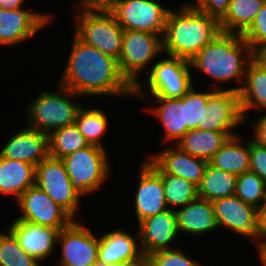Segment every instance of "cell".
I'll list each match as a JSON object with an SVG mask.
<instances>
[{
  "instance_id": "cell-1",
  "label": "cell",
  "mask_w": 266,
  "mask_h": 266,
  "mask_svg": "<svg viewBox=\"0 0 266 266\" xmlns=\"http://www.w3.org/2000/svg\"><path fill=\"white\" fill-rule=\"evenodd\" d=\"M60 84L78 95L132 96L134 87L122 75L118 60L73 37Z\"/></svg>"
},
{
  "instance_id": "cell-2",
  "label": "cell",
  "mask_w": 266,
  "mask_h": 266,
  "mask_svg": "<svg viewBox=\"0 0 266 266\" xmlns=\"http://www.w3.org/2000/svg\"><path fill=\"white\" fill-rule=\"evenodd\" d=\"M221 33L219 20L194 6L170 10L163 35V51L190 61Z\"/></svg>"
},
{
  "instance_id": "cell-3",
  "label": "cell",
  "mask_w": 266,
  "mask_h": 266,
  "mask_svg": "<svg viewBox=\"0 0 266 266\" xmlns=\"http://www.w3.org/2000/svg\"><path fill=\"white\" fill-rule=\"evenodd\" d=\"M254 57L255 52L242 34L221 32L190 60V64L215 83H222L245 80L247 65Z\"/></svg>"
},
{
  "instance_id": "cell-4",
  "label": "cell",
  "mask_w": 266,
  "mask_h": 266,
  "mask_svg": "<svg viewBox=\"0 0 266 266\" xmlns=\"http://www.w3.org/2000/svg\"><path fill=\"white\" fill-rule=\"evenodd\" d=\"M74 10V35L83 43L118 60L122 51L124 29L117 23L114 15L108 9Z\"/></svg>"
},
{
  "instance_id": "cell-5",
  "label": "cell",
  "mask_w": 266,
  "mask_h": 266,
  "mask_svg": "<svg viewBox=\"0 0 266 266\" xmlns=\"http://www.w3.org/2000/svg\"><path fill=\"white\" fill-rule=\"evenodd\" d=\"M58 92L41 91L36 96L28 112L26 111L28 127L50 134L52 131L74 124L77 114L82 108L73 102L75 92L59 84Z\"/></svg>"
},
{
  "instance_id": "cell-6",
  "label": "cell",
  "mask_w": 266,
  "mask_h": 266,
  "mask_svg": "<svg viewBox=\"0 0 266 266\" xmlns=\"http://www.w3.org/2000/svg\"><path fill=\"white\" fill-rule=\"evenodd\" d=\"M157 61L148 71L146 82L150 93L144 92L141 81L134 87L133 97L146 98L147 94L159 98H181L192 87L190 61L175 56Z\"/></svg>"
},
{
  "instance_id": "cell-7",
  "label": "cell",
  "mask_w": 266,
  "mask_h": 266,
  "mask_svg": "<svg viewBox=\"0 0 266 266\" xmlns=\"http://www.w3.org/2000/svg\"><path fill=\"white\" fill-rule=\"evenodd\" d=\"M106 149L97 145L78 150L62 159L72 187L80 196L100 189L109 176Z\"/></svg>"
},
{
  "instance_id": "cell-8",
  "label": "cell",
  "mask_w": 266,
  "mask_h": 266,
  "mask_svg": "<svg viewBox=\"0 0 266 266\" xmlns=\"http://www.w3.org/2000/svg\"><path fill=\"white\" fill-rule=\"evenodd\" d=\"M159 52L163 53V35L124 30L118 65L122 75L133 87L140 82V72L145 70V66L155 59Z\"/></svg>"
},
{
  "instance_id": "cell-9",
  "label": "cell",
  "mask_w": 266,
  "mask_h": 266,
  "mask_svg": "<svg viewBox=\"0 0 266 266\" xmlns=\"http://www.w3.org/2000/svg\"><path fill=\"white\" fill-rule=\"evenodd\" d=\"M124 30L164 35L170 9L155 0H118L108 9Z\"/></svg>"
},
{
  "instance_id": "cell-10",
  "label": "cell",
  "mask_w": 266,
  "mask_h": 266,
  "mask_svg": "<svg viewBox=\"0 0 266 266\" xmlns=\"http://www.w3.org/2000/svg\"><path fill=\"white\" fill-rule=\"evenodd\" d=\"M35 184L73 218L81 196L72 187L62 159L48 156L36 166Z\"/></svg>"
},
{
  "instance_id": "cell-11",
  "label": "cell",
  "mask_w": 266,
  "mask_h": 266,
  "mask_svg": "<svg viewBox=\"0 0 266 266\" xmlns=\"http://www.w3.org/2000/svg\"><path fill=\"white\" fill-rule=\"evenodd\" d=\"M21 211L18 220L62 230L75 219L36 184L16 201Z\"/></svg>"
},
{
  "instance_id": "cell-12",
  "label": "cell",
  "mask_w": 266,
  "mask_h": 266,
  "mask_svg": "<svg viewBox=\"0 0 266 266\" xmlns=\"http://www.w3.org/2000/svg\"><path fill=\"white\" fill-rule=\"evenodd\" d=\"M61 243L59 266H93L98 261L99 237L74 220L58 235Z\"/></svg>"
},
{
  "instance_id": "cell-13",
  "label": "cell",
  "mask_w": 266,
  "mask_h": 266,
  "mask_svg": "<svg viewBox=\"0 0 266 266\" xmlns=\"http://www.w3.org/2000/svg\"><path fill=\"white\" fill-rule=\"evenodd\" d=\"M215 218L218 227L225 226L243 236H247L251 241H256L259 246V210L237 198H219L213 202ZM257 239V240H254Z\"/></svg>"
},
{
  "instance_id": "cell-14",
  "label": "cell",
  "mask_w": 266,
  "mask_h": 266,
  "mask_svg": "<svg viewBox=\"0 0 266 266\" xmlns=\"http://www.w3.org/2000/svg\"><path fill=\"white\" fill-rule=\"evenodd\" d=\"M206 111L204 126H198L200 130L232 132L233 127L245 121L239 92L234 90H215L207 99Z\"/></svg>"
},
{
  "instance_id": "cell-15",
  "label": "cell",
  "mask_w": 266,
  "mask_h": 266,
  "mask_svg": "<svg viewBox=\"0 0 266 266\" xmlns=\"http://www.w3.org/2000/svg\"><path fill=\"white\" fill-rule=\"evenodd\" d=\"M139 169V184L134 197L138 224L168 209L160 173L147 160L142 161Z\"/></svg>"
},
{
  "instance_id": "cell-16",
  "label": "cell",
  "mask_w": 266,
  "mask_h": 266,
  "mask_svg": "<svg viewBox=\"0 0 266 266\" xmlns=\"http://www.w3.org/2000/svg\"><path fill=\"white\" fill-rule=\"evenodd\" d=\"M50 18L49 15L23 8L15 10L0 8V45L12 46L30 39L47 26Z\"/></svg>"
},
{
  "instance_id": "cell-17",
  "label": "cell",
  "mask_w": 266,
  "mask_h": 266,
  "mask_svg": "<svg viewBox=\"0 0 266 266\" xmlns=\"http://www.w3.org/2000/svg\"><path fill=\"white\" fill-rule=\"evenodd\" d=\"M147 161L160 173L182 177L196 186L203 178L207 160L185 153L177 145L151 154Z\"/></svg>"
},
{
  "instance_id": "cell-18",
  "label": "cell",
  "mask_w": 266,
  "mask_h": 266,
  "mask_svg": "<svg viewBox=\"0 0 266 266\" xmlns=\"http://www.w3.org/2000/svg\"><path fill=\"white\" fill-rule=\"evenodd\" d=\"M9 231L15 236L20 247L42 263L54 252L60 230L33 224L24 220H14Z\"/></svg>"
},
{
  "instance_id": "cell-19",
  "label": "cell",
  "mask_w": 266,
  "mask_h": 266,
  "mask_svg": "<svg viewBox=\"0 0 266 266\" xmlns=\"http://www.w3.org/2000/svg\"><path fill=\"white\" fill-rule=\"evenodd\" d=\"M138 225L143 255L148 256L159 250L174 248L170 243L179 233L175 210L167 209L142 220Z\"/></svg>"
},
{
  "instance_id": "cell-20",
  "label": "cell",
  "mask_w": 266,
  "mask_h": 266,
  "mask_svg": "<svg viewBox=\"0 0 266 266\" xmlns=\"http://www.w3.org/2000/svg\"><path fill=\"white\" fill-rule=\"evenodd\" d=\"M3 158L27 162L35 167L49 154V134L28 126L13 134L0 151Z\"/></svg>"
},
{
  "instance_id": "cell-21",
  "label": "cell",
  "mask_w": 266,
  "mask_h": 266,
  "mask_svg": "<svg viewBox=\"0 0 266 266\" xmlns=\"http://www.w3.org/2000/svg\"><path fill=\"white\" fill-rule=\"evenodd\" d=\"M139 233L133 237L124 230H114L99 236L98 260L107 264L121 266L142 258L141 246L137 243Z\"/></svg>"
},
{
  "instance_id": "cell-22",
  "label": "cell",
  "mask_w": 266,
  "mask_h": 266,
  "mask_svg": "<svg viewBox=\"0 0 266 266\" xmlns=\"http://www.w3.org/2000/svg\"><path fill=\"white\" fill-rule=\"evenodd\" d=\"M243 86L229 88L239 92L241 111L246 120L253 108L266 110V65L256 56L248 63Z\"/></svg>"
},
{
  "instance_id": "cell-23",
  "label": "cell",
  "mask_w": 266,
  "mask_h": 266,
  "mask_svg": "<svg viewBox=\"0 0 266 266\" xmlns=\"http://www.w3.org/2000/svg\"><path fill=\"white\" fill-rule=\"evenodd\" d=\"M175 213L179 232L201 235L218 228L213 203L208 200L197 198Z\"/></svg>"
},
{
  "instance_id": "cell-24",
  "label": "cell",
  "mask_w": 266,
  "mask_h": 266,
  "mask_svg": "<svg viewBox=\"0 0 266 266\" xmlns=\"http://www.w3.org/2000/svg\"><path fill=\"white\" fill-rule=\"evenodd\" d=\"M35 173L34 165L0 155V193L14 195L17 201L28 188L35 185Z\"/></svg>"
},
{
  "instance_id": "cell-25",
  "label": "cell",
  "mask_w": 266,
  "mask_h": 266,
  "mask_svg": "<svg viewBox=\"0 0 266 266\" xmlns=\"http://www.w3.org/2000/svg\"><path fill=\"white\" fill-rule=\"evenodd\" d=\"M233 132H215L200 129L189 130L177 145L185 153L209 161L212 156L233 136Z\"/></svg>"
},
{
  "instance_id": "cell-26",
  "label": "cell",
  "mask_w": 266,
  "mask_h": 266,
  "mask_svg": "<svg viewBox=\"0 0 266 266\" xmlns=\"http://www.w3.org/2000/svg\"><path fill=\"white\" fill-rule=\"evenodd\" d=\"M154 98L159 105L150 111L161 121L165 130L164 138L170 142L173 140L174 143L178 142L187 133L183 96L181 98Z\"/></svg>"
},
{
  "instance_id": "cell-27",
  "label": "cell",
  "mask_w": 266,
  "mask_h": 266,
  "mask_svg": "<svg viewBox=\"0 0 266 266\" xmlns=\"http://www.w3.org/2000/svg\"><path fill=\"white\" fill-rule=\"evenodd\" d=\"M240 140V135L231 137L208 163L236 176L250 171L249 142L243 144Z\"/></svg>"
},
{
  "instance_id": "cell-28",
  "label": "cell",
  "mask_w": 266,
  "mask_h": 266,
  "mask_svg": "<svg viewBox=\"0 0 266 266\" xmlns=\"http://www.w3.org/2000/svg\"><path fill=\"white\" fill-rule=\"evenodd\" d=\"M266 0H231L226 14L219 20L223 33L243 34L253 23Z\"/></svg>"
},
{
  "instance_id": "cell-29",
  "label": "cell",
  "mask_w": 266,
  "mask_h": 266,
  "mask_svg": "<svg viewBox=\"0 0 266 266\" xmlns=\"http://www.w3.org/2000/svg\"><path fill=\"white\" fill-rule=\"evenodd\" d=\"M237 176L215 168L209 163L198 188V198L213 202L219 198L235 195Z\"/></svg>"
},
{
  "instance_id": "cell-30",
  "label": "cell",
  "mask_w": 266,
  "mask_h": 266,
  "mask_svg": "<svg viewBox=\"0 0 266 266\" xmlns=\"http://www.w3.org/2000/svg\"><path fill=\"white\" fill-rule=\"evenodd\" d=\"M89 145L75 123L49 134V154L55 158L63 159Z\"/></svg>"
},
{
  "instance_id": "cell-31",
  "label": "cell",
  "mask_w": 266,
  "mask_h": 266,
  "mask_svg": "<svg viewBox=\"0 0 266 266\" xmlns=\"http://www.w3.org/2000/svg\"><path fill=\"white\" fill-rule=\"evenodd\" d=\"M75 124L89 144L105 148L101 142L109 125L105 112L82 107L77 114Z\"/></svg>"
},
{
  "instance_id": "cell-32",
  "label": "cell",
  "mask_w": 266,
  "mask_h": 266,
  "mask_svg": "<svg viewBox=\"0 0 266 266\" xmlns=\"http://www.w3.org/2000/svg\"><path fill=\"white\" fill-rule=\"evenodd\" d=\"M164 184L165 202L168 209L184 207L198 198V188L192 182L171 174H160Z\"/></svg>"
},
{
  "instance_id": "cell-33",
  "label": "cell",
  "mask_w": 266,
  "mask_h": 266,
  "mask_svg": "<svg viewBox=\"0 0 266 266\" xmlns=\"http://www.w3.org/2000/svg\"><path fill=\"white\" fill-rule=\"evenodd\" d=\"M212 85L211 91L197 92L193 86L184 96L183 105H185V115L187 132L192 129H198V126H204V118L207 114L206 105L208 97L215 90H222L219 86ZM215 86V87H214ZM219 87V88H218Z\"/></svg>"
},
{
  "instance_id": "cell-34",
  "label": "cell",
  "mask_w": 266,
  "mask_h": 266,
  "mask_svg": "<svg viewBox=\"0 0 266 266\" xmlns=\"http://www.w3.org/2000/svg\"><path fill=\"white\" fill-rule=\"evenodd\" d=\"M266 183L252 171L237 176L235 196L243 202L261 209L264 201Z\"/></svg>"
},
{
  "instance_id": "cell-35",
  "label": "cell",
  "mask_w": 266,
  "mask_h": 266,
  "mask_svg": "<svg viewBox=\"0 0 266 266\" xmlns=\"http://www.w3.org/2000/svg\"><path fill=\"white\" fill-rule=\"evenodd\" d=\"M0 266L41 265L20 247L15 236L8 230V233H0Z\"/></svg>"
},
{
  "instance_id": "cell-36",
  "label": "cell",
  "mask_w": 266,
  "mask_h": 266,
  "mask_svg": "<svg viewBox=\"0 0 266 266\" xmlns=\"http://www.w3.org/2000/svg\"><path fill=\"white\" fill-rule=\"evenodd\" d=\"M147 257L150 266H201L178 248L159 250Z\"/></svg>"
},
{
  "instance_id": "cell-37",
  "label": "cell",
  "mask_w": 266,
  "mask_h": 266,
  "mask_svg": "<svg viewBox=\"0 0 266 266\" xmlns=\"http://www.w3.org/2000/svg\"><path fill=\"white\" fill-rule=\"evenodd\" d=\"M242 37L255 53L266 44V1Z\"/></svg>"
},
{
  "instance_id": "cell-38",
  "label": "cell",
  "mask_w": 266,
  "mask_h": 266,
  "mask_svg": "<svg viewBox=\"0 0 266 266\" xmlns=\"http://www.w3.org/2000/svg\"><path fill=\"white\" fill-rule=\"evenodd\" d=\"M250 171L255 172L266 183V147L249 141Z\"/></svg>"
},
{
  "instance_id": "cell-39",
  "label": "cell",
  "mask_w": 266,
  "mask_h": 266,
  "mask_svg": "<svg viewBox=\"0 0 266 266\" xmlns=\"http://www.w3.org/2000/svg\"><path fill=\"white\" fill-rule=\"evenodd\" d=\"M231 0H199L197 3H186L184 6H194L199 11L220 20L227 12Z\"/></svg>"
},
{
  "instance_id": "cell-40",
  "label": "cell",
  "mask_w": 266,
  "mask_h": 266,
  "mask_svg": "<svg viewBox=\"0 0 266 266\" xmlns=\"http://www.w3.org/2000/svg\"><path fill=\"white\" fill-rule=\"evenodd\" d=\"M253 141L259 145L266 147V114L259 117L254 123Z\"/></svg>"
},
{
  "instance_id": "cell-41",
  "label": "cell",
  "mask_w": 266,
  "mask_h": 266,
  "mask_svg": "<svg viewBox=\"0 0 266 266\" xmlns=\"http://www.w3.org/2000/svg\"><path fill=\"white\" fill-rule=\"evenodd\" d=\"M118 0H81L79 9H109Z\"/></svg>"
},
{
  "instance_id": "cell-42",
  "label": "cell",
  "mask_w": 266,
  "mask_h": 266,
  "mask_svg": "<svg viewBox=\"0 0 266 266\" xmlns=\"http://www.w3.org/2000/svg\"><path fill=\"white\" fill-rule=\"evenodd\" d=\"M259 245L266 243V209L259 210ZM263 238V239H262Z\"/></svg>"
},
{
  "instance_id": "cell-43",
  "label": "cell",
  "mask_w": 266,
  "mask_h": 266,
  "mask_svg": "<svg viewBox=\"0 0 266 266\" xmlns=\"http://www.w3.org/2000/svg\"><path fill=\"white\" fill-rule=\"evenodd\" d=\"M25 0H0V8L4 10H15L22 8Z\"/></svg>"
},
{
  "instance_id": "cell-44",
  "label": "cell",
  "mask_w": 266,
  "mask_h": 266,
  "mask_svg": "<svg viewBox=\"0 0 266 266\" xmlns=\"http://www.w3.org/2000/svg\"><path fill=\"white\" fill-rule=\"evenodd\" d=\"M121 266H150V262L147 256H143L137 261L129 262L127 264H123Z\"/></svg>"
},
{
  "instance_id": "cell-45",
  "label": "cell",
  "mask_w": 266,
  "mask_h": 266,
  "mask_svg": "<svg viewBox=\"0 0 266 266\" xmlns=\"http://www.w3.org/2000/svg\"><path fill=\"white\" fill-rule=\"evenodd\" d=\"M257 249L260 258L259 261H261L262 266H266V243L259 245Z\"/></svg>"
},
{
  "instance_id": "cell-46",
  "label": "cell",
  "mask_w": 266,
  "mask_h": 266,
  "mask_svg": "<svg viewBox=\"0 0 266 266\" xmlns=\"http://www.w3.org/2000/svg\"><path fill=\"white\" fill-rule=\"evenodd\" d=\"M255 56L266 65V44L255 53Z\"/></svg>"
},
{
  "instance_id": "cell-47",
  "label": "cell",
  "mask_w": 266,
  "mask_h": 266,
  "mask_svg": "<svg viewBox=\"0 0 266 266\" xmlns=\"http://www.w3.org/2000/svg\"><path fill=\"white\" fill-rule=\"evenodd\" d=\"M93 266H117V265L107 264L98 260Z\"/></svg>"
},
{
  "instance_id": "cell-48",
  "label": "cell",
  "mask_w": 266,
  "mask_h": 266,
  "mask_svg": "<svg viewBox=\"0 0 266 266\" xmlns=\"http://www.w3.org/2000/svg\"><path fill=\"white\" fill-rule=\"evenodd\" d=\"M261 209H266V189H265L264 201H263V204L261 206Z\"/></svg>"
}]
</instances>
